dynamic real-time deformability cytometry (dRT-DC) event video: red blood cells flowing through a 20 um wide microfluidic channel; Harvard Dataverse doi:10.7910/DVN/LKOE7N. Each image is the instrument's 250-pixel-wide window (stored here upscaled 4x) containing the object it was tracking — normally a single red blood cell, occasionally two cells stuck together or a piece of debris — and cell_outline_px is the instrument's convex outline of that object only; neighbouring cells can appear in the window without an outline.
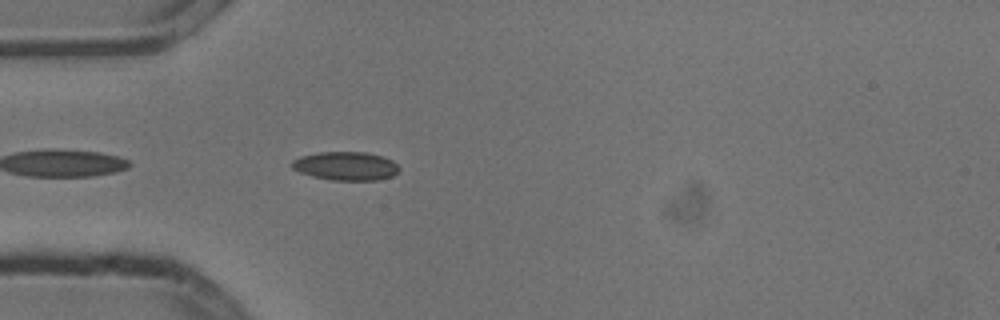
{"species": "common noctule bat (a hibernating species)", "species_latin": "Nyctalus noctula", "temperature_condition": "cold", "stored_images_in_passage": 1, "camera_frame_rate_fps": 3000, "um_per_image_px": 0.085, "animal": {"sex": "male", "body_mass_g": 13.3}, "frame": {"image": 1, "passage_image": 1, "time_ms": 0.0, "image_size_px": [1000, 320], "cell_outline_px": [[400, 168], [392, 176], [380, 180], [332, 180], [312, 176], [300, 172], [292, 168], [292, 160], [300, 156], [320, 152], [364, 152], [384, 156], [392, 160]], "centroid_in_image_um": [29.4, 14.11], "position_along_channel_um": 55.6, "area_um2": 17.86}}